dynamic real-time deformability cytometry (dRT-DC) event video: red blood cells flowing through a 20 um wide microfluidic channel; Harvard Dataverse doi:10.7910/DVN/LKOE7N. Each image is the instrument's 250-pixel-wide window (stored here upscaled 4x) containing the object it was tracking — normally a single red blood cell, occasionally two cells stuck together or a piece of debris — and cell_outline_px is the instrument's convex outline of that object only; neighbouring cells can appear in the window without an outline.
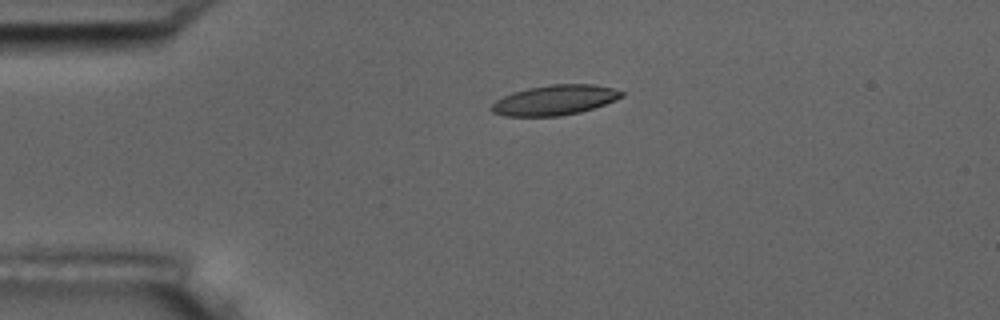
{"species": "common noctule bat (a hibernating species)", "species_latin": "Nyctalus noctula", "temperature_condition": "room temperature", "stored_images_in_passage": 2, "camera_frame_rate_fps": 3000, "um_per_image_px": 0.085, "animal": {"sex": "male", "body_mass_g": 17.5, "forearm_length_mm": 52.3}, "frame": {"image": 1, "passage_image": 1, "time_ms": 0.0, "image_size_px": [1000, 320], "cell_outline_px": [[624, 96], [616, 100], [580, 112], [560, 116], [504, 116], [492, 112], [488, 108], [496, 100], [512, 92], [528, 88], [548, 84], [592, 84], [612, 88], [624, 92]], "centroid_in_image_um": [47.13, 8.5], "position_along_channel_um": 37.9, "area_um2": 22.83}}